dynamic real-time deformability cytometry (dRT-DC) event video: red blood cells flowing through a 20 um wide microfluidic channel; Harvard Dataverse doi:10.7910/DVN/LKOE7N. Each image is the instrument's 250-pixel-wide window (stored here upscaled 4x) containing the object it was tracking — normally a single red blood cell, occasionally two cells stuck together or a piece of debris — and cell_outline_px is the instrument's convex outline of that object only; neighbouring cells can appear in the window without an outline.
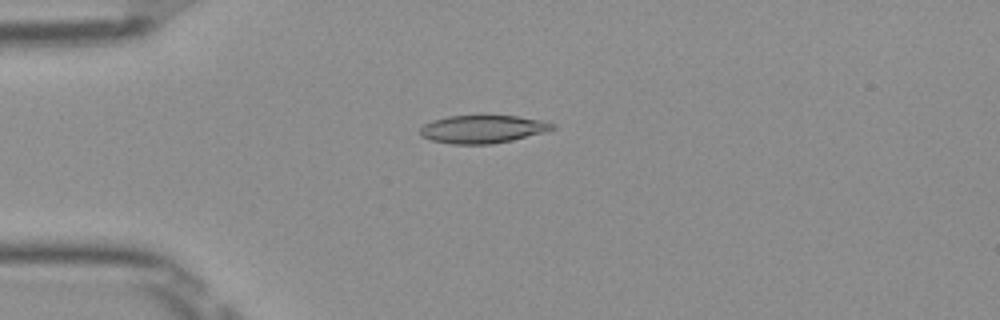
{"species": "Egyptian fruit bat (a non-hibernating species)", "species_latin": "Rousettus aegyptiacus", "temperature_condition": "room temperature", "stored_images_in_passage": 51, "camera_frame_rate_fps": 3000, "um_per_image_px": 0.085, "frame": {"image": 1, "passage_image": 13, "time_ms": 4.0, "image_size_px": [1000, 320], "cell_outline_px": [[556, 128], [544, 132], [512, 140], [492, 144], [452, 144], [432, 140], [420, 136], [420, 128], [424, 124], [432, 120], [448, 116], [516, 116], [544, 120], [556, 124]], "centroid_in_image_um": [41.04, 10.97], "position_along_channel_um": 44.0, "area_um2": 21.56}}
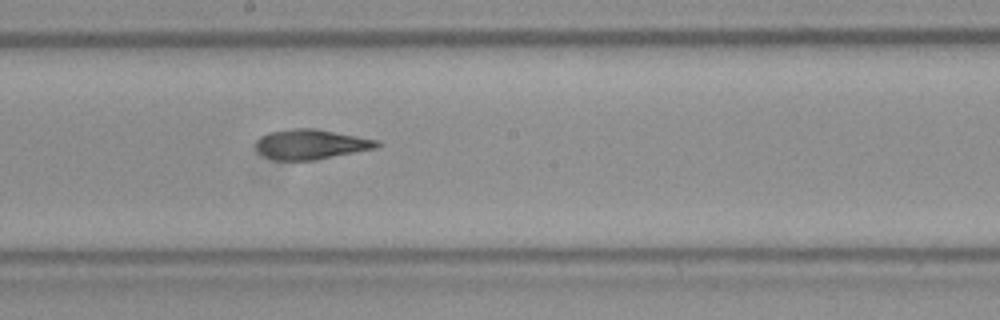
{"frame": {"image": 2, "passage_image": 28, "time_ms": 9.0, "image_size_px": [1000, 320], "cell_outline_px": [[384, 144], [376, 148], [316, 160], [276, 160], [264, 156], [256, 148], [256, 140], [260, 136], [268, 132], [292, 128], [316, 128], [380, 140]], "centroid_in_image_um": [26.47, 12.25], "position_along_channel_um": 221.7, "area_um2": 21.39}}
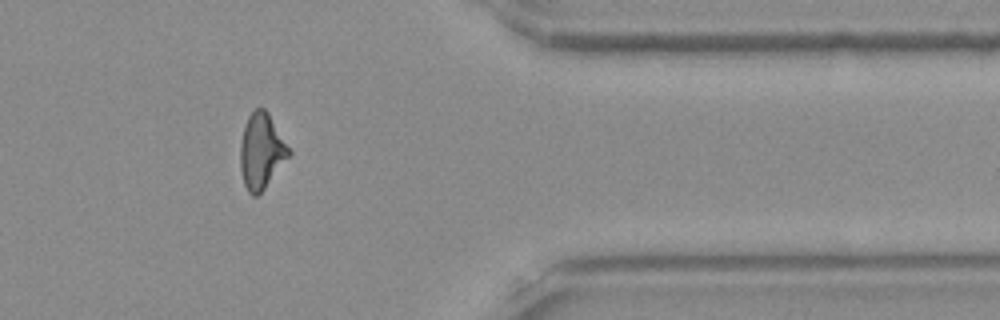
{"frame": {"image": 3, "passage_image": 42, "time_ms": 13.667, "image_size_px": [1000, 320], "cell_outline_px": [[292, 152], [264, 188], [256, 196], [252, 196], [248, 192], [244, 184], [240, 168], [240, 144], [244, 124], [248, 116], [256, 108], [264, 108], [268, 112]], "centroid_in_image_um": [22.2, 12.83], "position_along_channel_um": 389.2, "area_um2": 21.15}, "authors_computed_cell_mechanics": {"area_um2": 21.386, "velocity_mm_per_s": 3.9942, "shape_relaxation_time_tau1_ms": 10.2111, "shape_relaxation_time_tau2_ms": 2.4067, "deformation_change_tau1": 0.2471, "deformation_change_tau2": 0.1159}}